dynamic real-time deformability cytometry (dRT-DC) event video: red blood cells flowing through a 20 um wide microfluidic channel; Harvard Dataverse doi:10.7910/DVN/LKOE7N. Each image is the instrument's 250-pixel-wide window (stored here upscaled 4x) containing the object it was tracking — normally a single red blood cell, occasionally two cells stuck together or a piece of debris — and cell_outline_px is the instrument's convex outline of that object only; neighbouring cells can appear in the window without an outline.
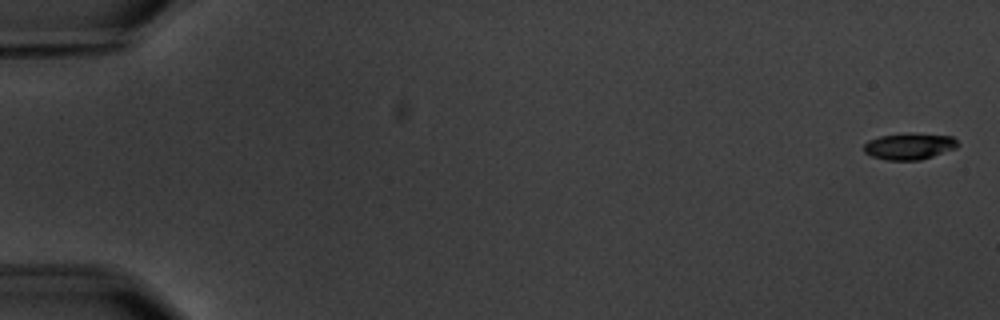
{"species": "common noctule bat (a hibernating species)", "species_latin": "Nyctalus noctula", "temperature_condition": "warm", "stored_images_in_passage": 5, "camera_frame_rate_fps": 3000, "um_per_image_px": 0.085, "animal": {"sex": "male", "body_mass_g": 20.1, "forearm_length_mm": 53.5}, "frame": {"image": 1, "passage_image": 1, "time_ms": 0.0, "image_size_px": [1000, 320], "cell_outline_px": [[960, 144], [956, 148], [920, 160], [888, 160], [872, 156], [864, 152], [864, 144], [868, 140], [880, 136], [912, 132], [952, 136]], "centroid_in_image_um": [77.3, 12.41], "position_along_channel_um": 7.7, "area_um2": 14.57}}
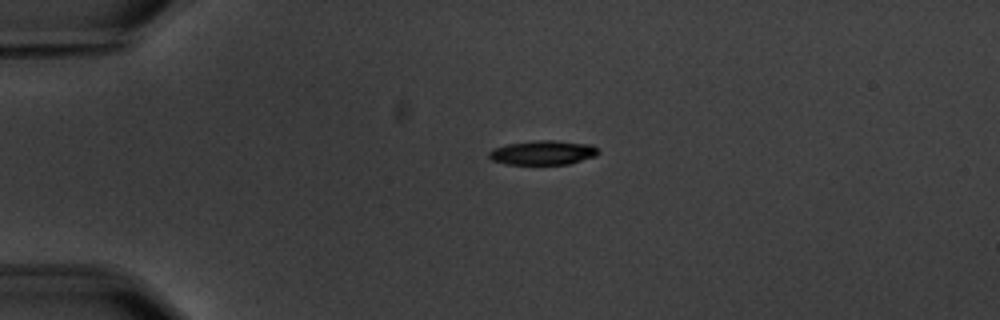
{"frame": {"image": 2, "passage_image": 4, "time_ms": 4.333, "image_size_px": [1000, 320], "cell_outline_px": [[600, 152], [596, 156], [568, 164], [508, 164], [492, 160], [488, 156], [488, 152], [492, 148], [508, 144], [532, 140], [556, 140], [592, 144]], "centroid_in_image_um": [46.15, 12.96], "position_along_channel_um": 38.9, "area_um2": 15.61}}